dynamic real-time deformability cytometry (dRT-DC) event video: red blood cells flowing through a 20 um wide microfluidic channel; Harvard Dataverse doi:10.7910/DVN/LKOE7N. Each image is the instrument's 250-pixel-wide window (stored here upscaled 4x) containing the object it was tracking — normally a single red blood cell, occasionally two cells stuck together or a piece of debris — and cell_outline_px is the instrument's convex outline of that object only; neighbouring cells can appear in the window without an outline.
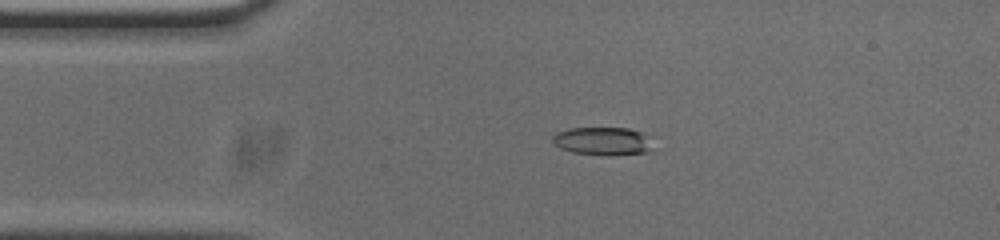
{"species": "common noctule bat (a hibernating species)", "species_latin": "Nyctalus noctula", "temperature_condition": "cold", "stored_images_in_passage": 53, "camera_frame_rate_fps": 3000, "um_per_image_px": 0.085, "animal": {"sex": "male", "body_mass_g": 20.0, "forearm_length_mm": 53.3}, "frame": {"image": 1, "passage_image": 10, "time_ms": 3.0, "image_size_px": [1000, 240], "cell_outline_px": [[656, 148], [648, 152], [608, 156], [572, 152], [560, 148], [552, 144], [552, 136], [556, 132], [568, 128], [628, 128], [652, 136]], "centroid_in_image_um": [51.3, 12.0], "position_along_channel_um": 33.7, "area_um2": 17.05}}
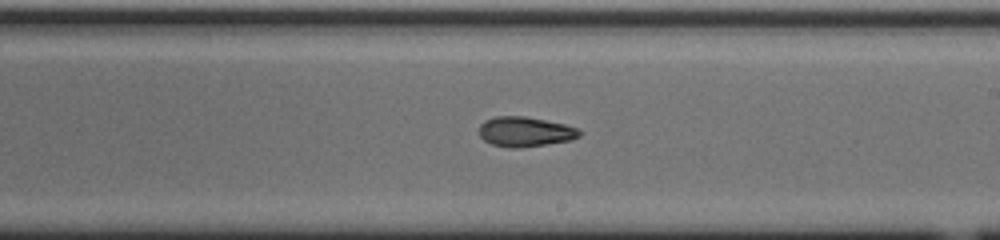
{"frame": {"image": 2, "passage_image": 29, "time_ms": 9.333, "image_size_px": [1000, 240], "cell_outline_px": [[584, 132], [580, 136], [572, 140], [520, 148], [508, 148], [492, 144], [484, 140], [480, 136], [480, 124], [484, 120], [496, 116], [524, 116], [564, 124], [580, 128]], "centroid_in_image_um": [44.67, 11.2], "position_along_channel_um": 244.3, "area_um2": 17.63}}
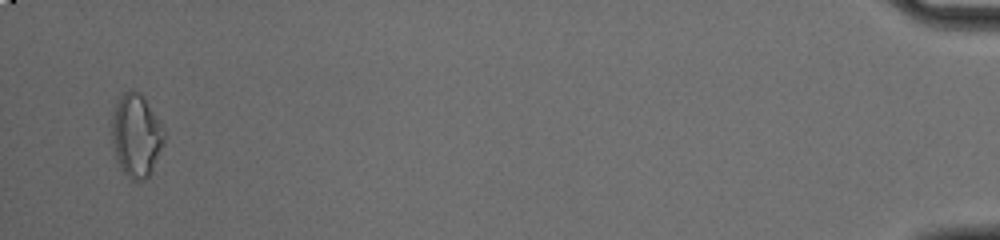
{"frame": {"image": 3, "passage_image": 51, "time_ms": 16.667, "image_size_px": [1000, 240], "cell_outline_px": [[164, 144], [152, 172], [144, 180], [136, 184], [120, 168], [116, 160], [112, 144], [112, 112], [120, 96], [128, 88], [132, 88], [140, 92], [144, 96], [164, 128]], "centroid_in_image_um": [11.58, 11.52], "position_along_channel_um": 423.6, "area_um2": 25.89}, "authors_computed_cell_mechanics": {"area_um2": 17.6868, "velocity_mm_per_s": 3.7711, "shape_relaxation_time_tau1_ms": 6.811, "shape_relaxation_time_tau2_ms": 3.8611, "deformation_change_tau1": 0.1592, "deformation_change_tau2": 0.107}}